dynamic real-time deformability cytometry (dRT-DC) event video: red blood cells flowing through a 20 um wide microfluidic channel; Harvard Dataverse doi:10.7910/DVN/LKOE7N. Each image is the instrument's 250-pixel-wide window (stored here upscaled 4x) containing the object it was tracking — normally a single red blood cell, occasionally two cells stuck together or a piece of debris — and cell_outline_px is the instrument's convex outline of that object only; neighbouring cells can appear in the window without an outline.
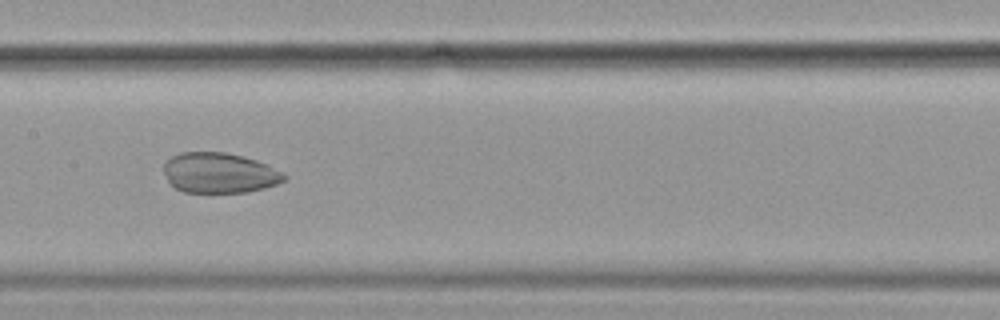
{"species": "common noctule bat (a hibernating species)", "species_latin": "Nyctalus noctula", "temperature_condition": "cold", "stored_images_in_passage": 48, "camera_frame_rate_fps": 3000, "um_per_image_px": 0.085, "animal": {"sex": "female", "body_mass_g": 19.9}, "frame": {"image": 1, "passage_image": 21, "time_ms": 6.667, "image_size_px": [1000, 320], "cell_outline_px": [[288, 176], [284, 180], [276, 184], [264, 188], [244, 192], [184, 192], [176, 188], [168, 180], [164, 172], [164, 164], [172, 156], [180, 152], [224, 152], [244, 156], [268, 164], [284, 172]], "centroid_in_image_um": [18.68, 14.68], "position_along_channel_um": 188.7, "area_um2": 28.26}}
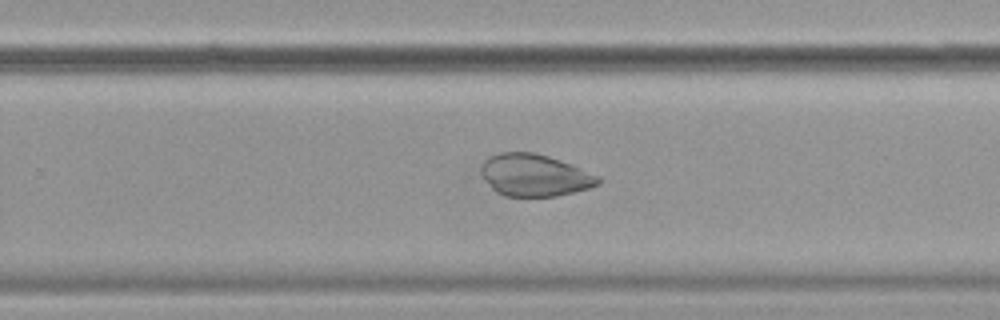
{"frame": {"image": 2, "passage_image": 29, "time_ms": 9.333, "image_size_px": [1000, 320], "cell_outline_px": [[600, 184], [588, 188], [556, 196], [504, 196], [496, 192], [492, 188], [480, 172], [480, 164], [488, 156], [500, 152], [532, 152], [548, 156], [572, 164], [600, 176]], "centroid_in_image_um": [45.42, 14.88], "position_along_channel_um": 284.4, "area_um2": 28.78}}
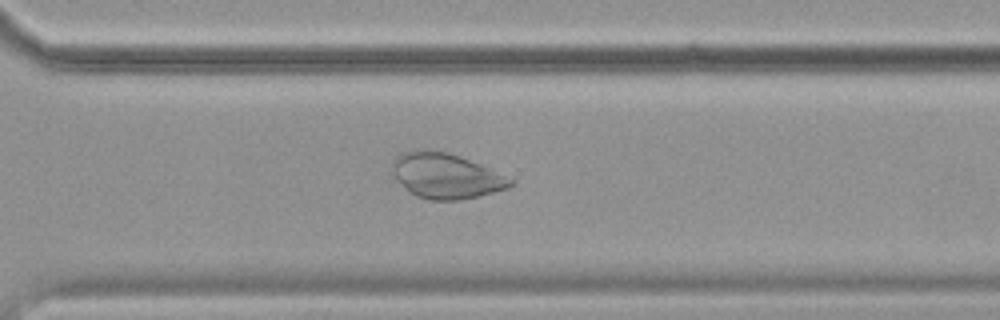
{"frame": {"image": 3, "passage_image": 33, "time_ms": 10.667, "image_size_px": [1000, 320], "cell_outline_px": [[516, 184], [508, 188], [460, 200], [428, 200], [416, 196], [408, 192], [392, 176], [392, 160], [400, 152], [412, 148], [448, 152], [460, 156], [480, 164], [516, 180]], "centroid_in_image_um": [37.85, 14.93], "position_along_channel_um": 332.7, "area_um2": 31.67}}